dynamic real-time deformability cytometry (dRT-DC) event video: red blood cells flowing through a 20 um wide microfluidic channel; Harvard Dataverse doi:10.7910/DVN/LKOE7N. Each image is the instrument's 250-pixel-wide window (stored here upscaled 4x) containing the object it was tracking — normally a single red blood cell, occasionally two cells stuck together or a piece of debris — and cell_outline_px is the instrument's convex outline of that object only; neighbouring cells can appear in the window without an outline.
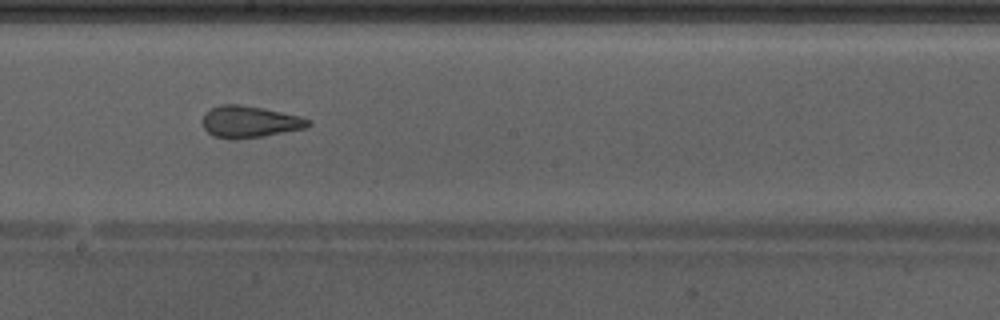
{"species": "Egyptian fruit bat (a non-hibernating species)", "species_latin": "Rousettus aegyptiacus", "temperature_condition": "warm", "stored_images_in_passage": 49, "camera_frame_rate_fps": 3000, "um_per_image_px": 0.085, "animal": {"sex": "male"}, "frame": {"image": 1, "passage_image": 28, "time_ms": 9.0, "image_size_px": [1000, 320], "cell_outline_px": [[312, 124], [304, 128], [260, 136], [236, 140], [212, 136], [204, 128], [204, 112], [220, 104], [236, 104], [264, 108], [300, 116], [312, 120]], "centroid_in_image_um": [21.22, 10.34], "position_along_channel_um": 227.0, "area_um2": 19.42}, "authors_computed_cell_mechanics": {"area_um2": 22.0796, "velocity_mm_per_s": 4.2939, "shape_relaxation_time_tau1_ms": null, "shape_relaxation_time_tau2_ms": 1.3787, "deformation_change_tau1": null, "deformation_change_tau2": 0.0973}}